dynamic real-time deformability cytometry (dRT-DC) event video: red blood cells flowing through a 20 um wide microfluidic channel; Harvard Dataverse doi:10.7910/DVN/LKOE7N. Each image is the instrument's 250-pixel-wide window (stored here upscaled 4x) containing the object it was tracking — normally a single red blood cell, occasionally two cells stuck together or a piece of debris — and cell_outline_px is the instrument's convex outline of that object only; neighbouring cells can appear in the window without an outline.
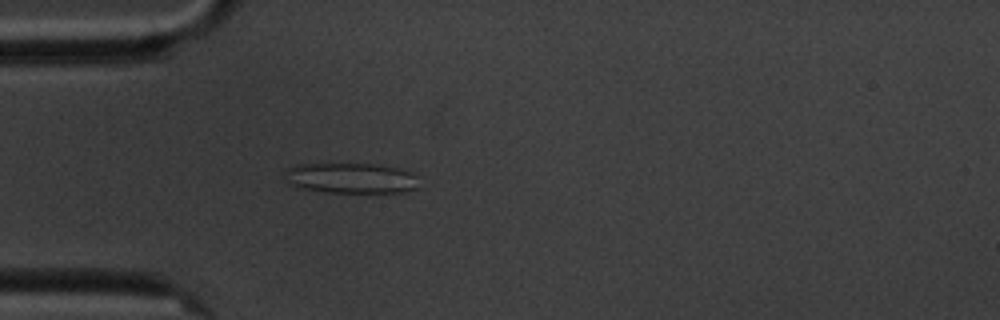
{"species": "common noctule bat (a hibernating species)", "species_latin": "Nyctalus noctula", "temperature_condition": "cold", "stored_images_in_passage": 5, "camera_frame_rate_fps": 3000, "um_per_image_px": 0.085, "animal": {"sex": "male", "body_mass_g": 20.1, "forearm_length_mm": 53.5}, "frame": {"image": 1, "passage_image": 5, "time_ms": 4.667, "image_size_px": [1000, 320], "cell_outline_px": [[416, 188], [404, 192], [328, 192], [300, 188], [288, 184], [284, 168], [296, 164], [376, 164], [396, 168], [408, 172], [416, 176]], "centroid_in_image_um": [29.75, 15.13], "position_along_channel_um": 55.2, "area_um2": 23.58}}